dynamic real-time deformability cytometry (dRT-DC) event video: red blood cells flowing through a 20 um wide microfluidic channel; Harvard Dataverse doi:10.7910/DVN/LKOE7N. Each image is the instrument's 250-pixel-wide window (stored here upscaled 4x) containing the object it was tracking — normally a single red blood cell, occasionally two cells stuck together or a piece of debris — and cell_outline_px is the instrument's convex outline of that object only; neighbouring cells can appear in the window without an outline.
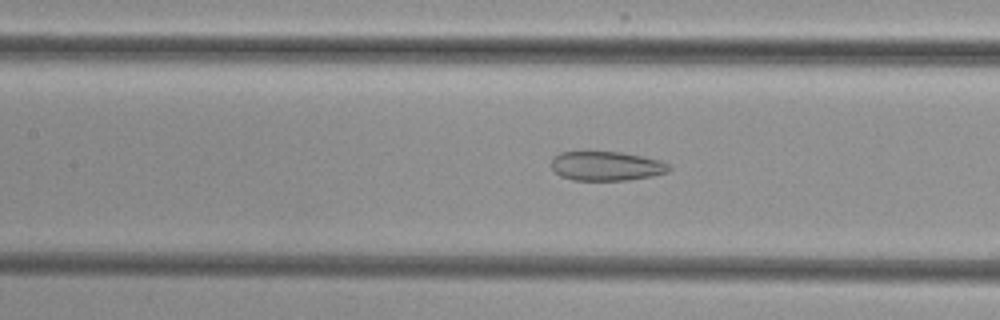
{"species": "common noctule bat (a hibernating species)", "species_latin": "Nyctalus noctula", "temperature_condition": "cold", "stored_images_in_passage": 53, "camera_frame_rate_fps": 3000, "um_per_image_px": 0.085, "animal": {"sex": "female", "body_mass_g": 29.2, "forearm_length_mm": 56.3}, "frame": {"image": 1, "passage_image": 25, "time_ms": 8.0, "image_size_px": [1000, 320], "cell_outline_px": [[672, 168], [668, 172], [652, 176], [628, 180], [572, 180], [560, 176], [552, 168], [552, 156], [560, 152], [620, 152], [644, 156], [660, 160], [668, 164]], "centroid_in_image_um": [51.55, 14.11], "position_along_channel_um": 155.8, "area_um2": 20.17}}
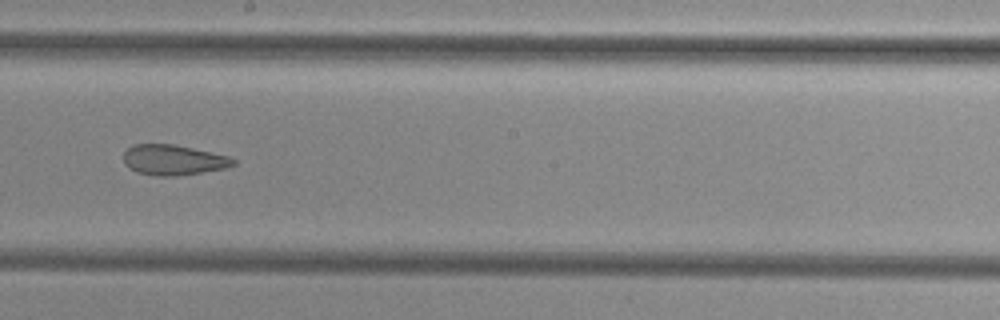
{"frame": {"image": 2, "passage_image": 31, "time_ms": 10.0, "image_size_px": [1000, 320], "cell_outline_px": [[236, 164], [228, 168], [176, 176], [156, 176], [136, 172], [124, 164], [124, 152], [132, 144], [172, 144], [192, 148], [228, 156], [236, 160]], "centroid_in_image_um": [14.73, 13.6], "position_along_channel_um": 233.5, "area_um2": 19.42}}
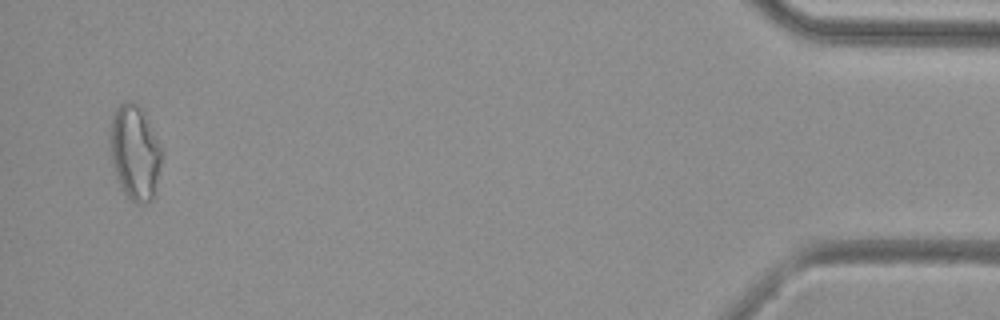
{"frame": {"image": 3, "passage_image": 52, "time_ms": 17.0, "image_size_px": [1000, 320], "cell_outline_px": [[160, 164], [156, 196], [152, 200], [144, 204], [136, 204], [120, 188], [112, 164], [108, 148], [108, 136], [112, 112], [120, 104], [128, 100], [136, 104], [140, 108], [160, 148]], "centroid_in_image_um": [11.39, 13.01], "position_along_channel_um": 423.8, "area_um2": 28.55}}